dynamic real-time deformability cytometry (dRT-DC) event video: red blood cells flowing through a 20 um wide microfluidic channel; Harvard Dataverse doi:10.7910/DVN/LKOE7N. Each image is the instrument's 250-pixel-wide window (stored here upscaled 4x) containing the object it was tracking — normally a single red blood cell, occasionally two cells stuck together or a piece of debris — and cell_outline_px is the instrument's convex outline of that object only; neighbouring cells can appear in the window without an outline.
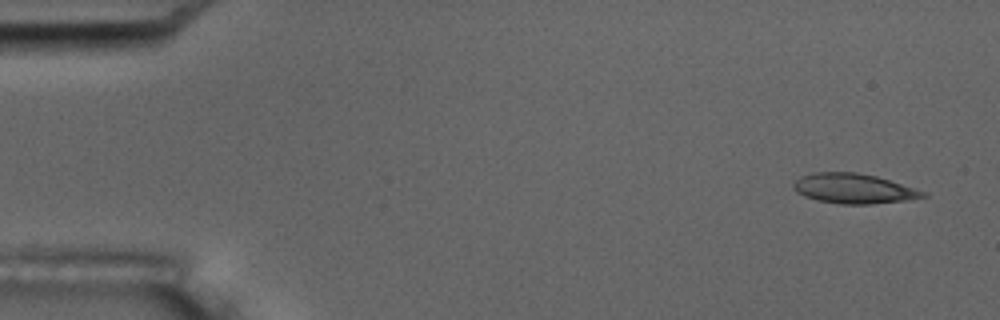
{"species": "common noctule bat (a hibernating species)", "species_latin": "Nyctalus noctula", "temperature_condition": "room temperature", "stored_images_in_passage": 5, "camera_frame_rate_fps": 3000, "um_per_image_px": 0.085, "animal": {"sex": "male", "body_mass_g": 17.5, "forearm_length_mm": 52.3}, "frame": {"image": 1, "passage_image": 1, "time_ms": 0.0, "image_size_px": [1000, 320], "cell_outline_px": [[928, 196], [904, 200], [872, 204], [840, 204], [816, 200], [804, 196], [796, 192], [792, 188], [792, 184], [800, 176], [812, 172], [856, 172], [876, 176], [928, 192]], "centroid_in_image_um": [72.53, 16.02], "position_along_channel_um": 12.5, "area_um2": 22.66}}